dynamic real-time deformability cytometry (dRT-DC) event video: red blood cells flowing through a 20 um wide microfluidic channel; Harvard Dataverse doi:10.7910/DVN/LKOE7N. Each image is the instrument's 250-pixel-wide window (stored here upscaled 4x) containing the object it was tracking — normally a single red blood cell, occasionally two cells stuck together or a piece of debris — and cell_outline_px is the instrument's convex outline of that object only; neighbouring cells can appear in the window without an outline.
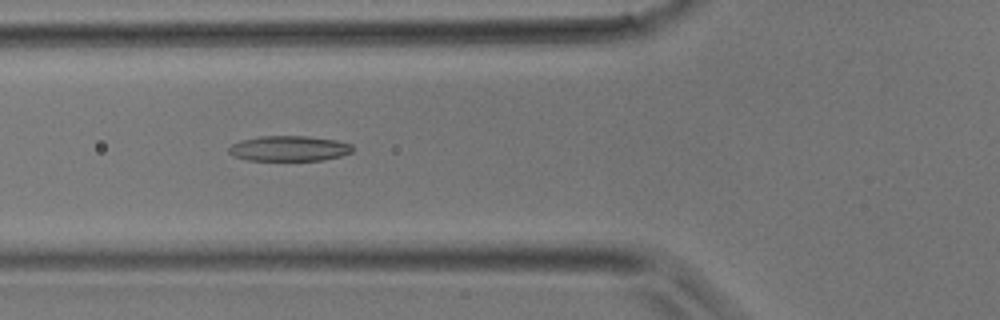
{"species": "common noctule bat (a hibernating species)", "species_latin": "Nyctalus noctula", "temperature_condition": "room temperature", "stored_images_in_passage": 30, "camera_frame_rate_fps": 3000, "um_per_image_px": 0.085, "animal": {"sex": "male", "body_mass_g": 17.9}, "frame": {"image": 1, "passage_image": 9, "time_ms": 2.667, "image_size_px": [1000, 320], "cell_outline_px": [[352, 152], [340, 156], [320, 160], [248, 160], [232, 156], [228, 152], [228, 148], [232, 144], [240, 140], [260, 136], [308, 136], [336, 140], [352, 144]], "centroid_in_image_um": [24.54, 12.61], "position_along_channel_um": 101.3, "area_um2": 18.26}}
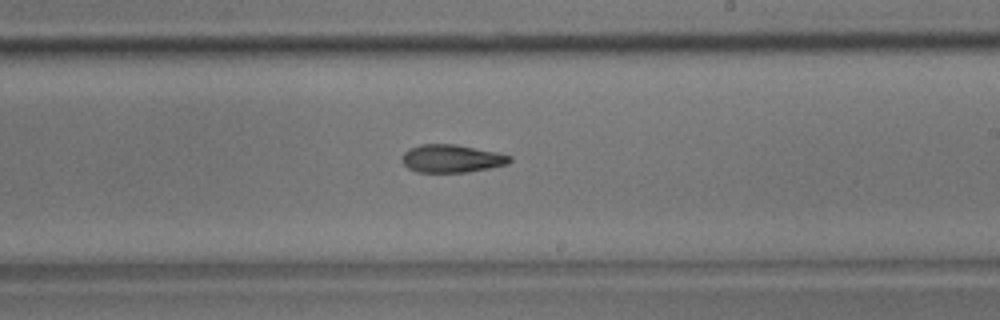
{"frame": {"image": 2, "passage_image": 18, "time_ms": 5.667, "image_size_px": [1000, 320], "cell_outline_px": [[512, 160], [508, 164], [492, 168], [468, 172], [416, 172], [408, 168], [400, 160], [404, 152], [408, 148], [420, 144], [456, 144], [496, 152], [512, 156]], "centroid_in_image_um": [38.38, 13.48], "position_along_channel_um": 250.6, "area_um2": 17.74}}
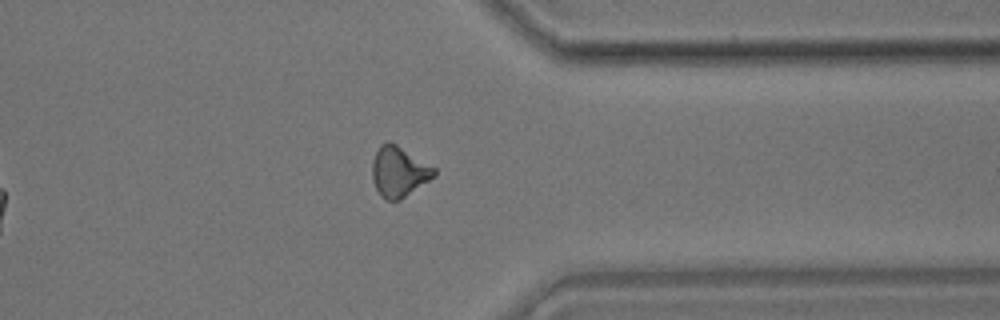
{"frame": {"image": 3, "passage_image": 26, "time_ms": 8.333, "image_size_px": [1000, 320], "cell_outline_px": [[436, 176], [400, 200], [384, 200], [380, 196], [372, 180], [372, 164], [376, 152], [380, 144], [388, 140], [396, 144], [436, 168]], "centroid_in_image_um": [33.9, 14.6], "position_along_channel_um": 377.5, "area_um2": 18.26}}